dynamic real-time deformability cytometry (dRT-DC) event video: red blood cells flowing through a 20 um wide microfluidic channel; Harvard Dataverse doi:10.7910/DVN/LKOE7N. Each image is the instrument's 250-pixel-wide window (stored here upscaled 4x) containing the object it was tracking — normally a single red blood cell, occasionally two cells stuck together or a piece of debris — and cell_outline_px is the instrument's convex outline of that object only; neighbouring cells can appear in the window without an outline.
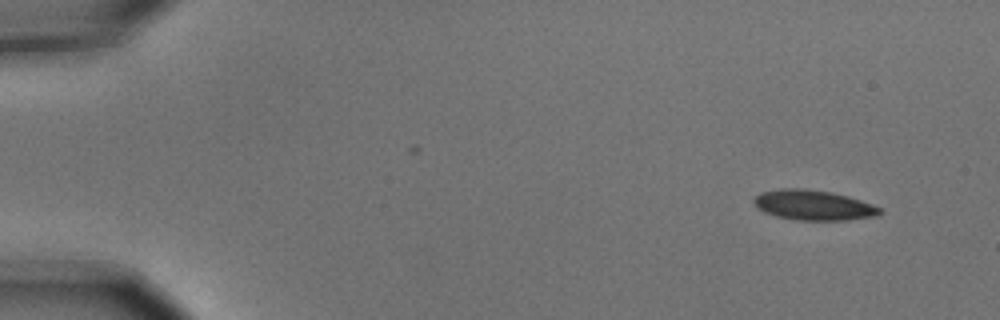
{"species": "common noctule bat (a hibernating species)", "species_latin": "Nyctalus noctula", "temperature_condition": "cold", "stored_images_in_passage": 4, "camera_frame_rate_fps": 3000, "um_per_image_px": 0.085, "animal": {"sex": "male", "body_mass_g": 15.6}, "frame": {"image": 1, "passage_image": 1, "time_ms": 0.0, "image_size_px": [1000, 320], "cell_outline_px": [[884, 212], [876, 216], [848, 220], [796, 220], [776, 216], [764, 212], [756, 208], [752, 200], [760, 192], [780, 188], [804, 188], [832, 192], [848, 196], [872, 204], [880, 208]], "centroid_in_image_um": [69.12, 17.43], "position_along_channel_um": 15.9, "area_um2": 22.31}}